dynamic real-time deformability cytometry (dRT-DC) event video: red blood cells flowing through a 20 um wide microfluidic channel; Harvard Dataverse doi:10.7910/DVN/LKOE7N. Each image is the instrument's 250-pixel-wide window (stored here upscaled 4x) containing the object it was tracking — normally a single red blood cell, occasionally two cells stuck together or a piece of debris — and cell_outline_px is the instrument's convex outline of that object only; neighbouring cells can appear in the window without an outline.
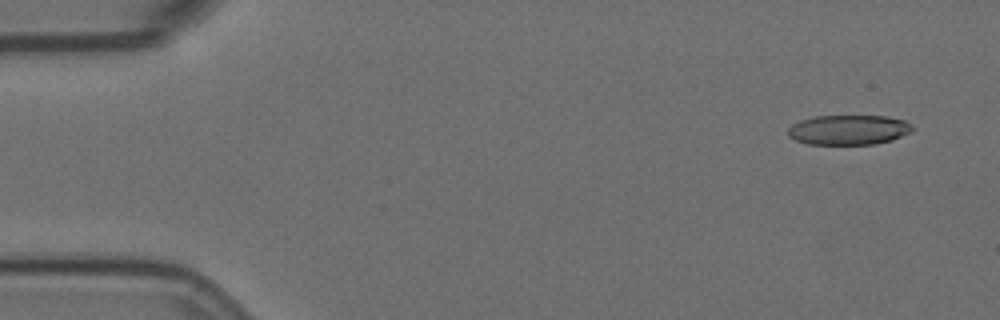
{"species": "Egyptian fruit bat (a non-hibernating species)", "species_latin": "Rousettus aegyptiacus", "temperature_condition": "room temperature", "stored_images_in_passage": 6, "camera_frame_rate_fps": 3000, "um_per_image_px": 0.085, "animal": {"sex": "female"}, "frame": {"image": 1, "passage_image": 2, "time_ms": 0.333, "image_size_px": [1000, 320], "cell_outline_px": [[912, 132], [892, 140], [872, 144], [808, 144], [796, 140], [788, 136], [788, 128], [792, 124], [800, 120], [816, 116], [888, 116], [904, 120], [912, 124]], "centroid_in_image_um": [72.14, 11.03], "position_along_channel_um": 12.9, "area_um2": 21.68}}
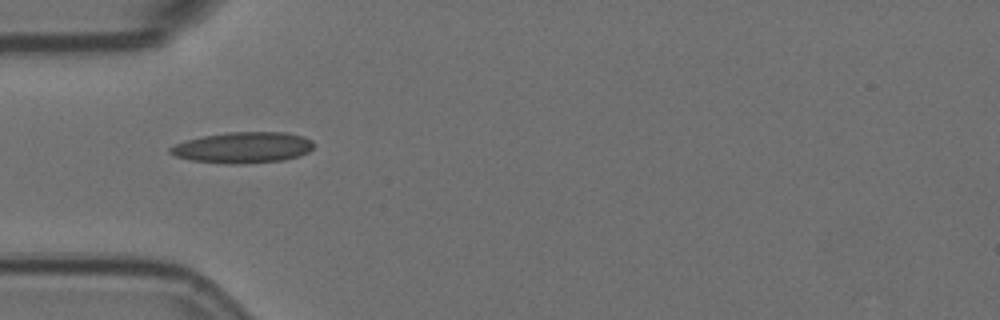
{"frame": {"image": 2, "passage_image": 6, "time_ms": 1.667, "image_size_px": [1000, 320], "cell_outline_px": [[312, 148], [308, 152], [300, 156], [284, 160], [236, 164], [192, 160], [176, 156], [168, 152], [168, 148], [184, 140], [204, 136], [228, 132], [284, 132], [304, 136], [312, 140]], "centroid_in_image_um": [20.66, 12.53], "position_along_channel_um": 64.3, "area_um2": 25.78}}